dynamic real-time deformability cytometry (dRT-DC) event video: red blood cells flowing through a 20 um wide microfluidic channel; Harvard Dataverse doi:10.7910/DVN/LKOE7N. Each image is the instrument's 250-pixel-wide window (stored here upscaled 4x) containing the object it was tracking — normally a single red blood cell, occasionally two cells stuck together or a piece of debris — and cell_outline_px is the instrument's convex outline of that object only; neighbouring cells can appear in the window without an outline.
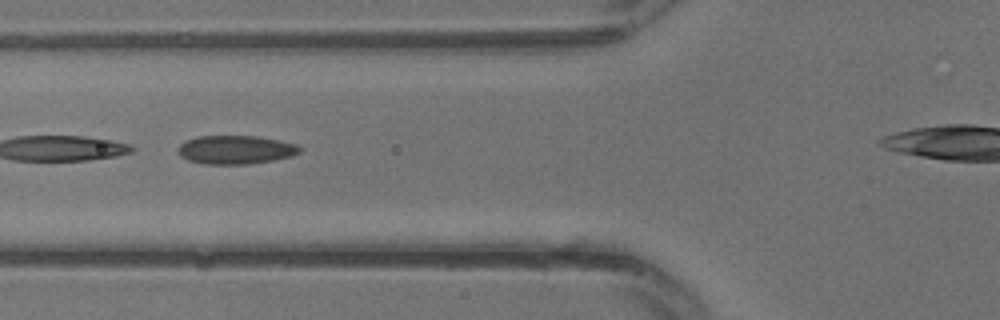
{"species": "common noctule bat (a hibernating species)", "species_latin": "Nyctalus noctula", "temperature_condition": "warm", "stored_images_in_passage": 22, "camera_frame_rate_fps": 3000, "um_per_image_px": 0.085, "animal": {"sex": "male", "body_mass_g": 13.3}, "frame": {"image": 1, "passage_image": 7, "time_ms": 2.0, "image_size_px": [1000, 320], "cell_outline_px": [[300, 152], [292, 156], [272, 160], [248, 164], [204, 164], [188, 160], [180, 156], [176, 152], [180, 144], [184, 140], [200, 136], [256, 136], [280, 140], [296, 144], [300, 148]], "centroid_in_image_um": [19.99, 12.72], "position_along_channel_um": 105.8, "area_um2": 20.35}}
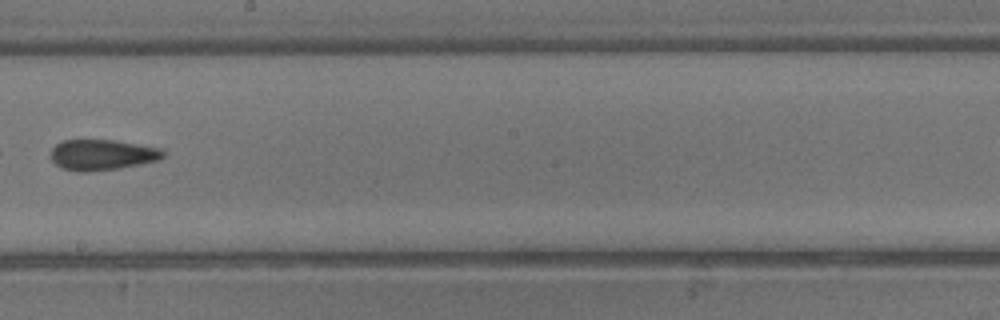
{"frame": {"image": 2, "passage_image": 13, "time_ms": 4.0, "image_size_px": [1000, 320], "cell_outline_px": [[168, 152], [160, 160], [120, 168], [88, 172], [76, 172], [60, 168], [52, 160], [52, 148], [56, 144], [64, 140], [112, 140], [160, 148]], "centroid_in_image_um": [8.7, 13.17], "position_along_channel_um": 239.5, "area_um2": 20.17}}